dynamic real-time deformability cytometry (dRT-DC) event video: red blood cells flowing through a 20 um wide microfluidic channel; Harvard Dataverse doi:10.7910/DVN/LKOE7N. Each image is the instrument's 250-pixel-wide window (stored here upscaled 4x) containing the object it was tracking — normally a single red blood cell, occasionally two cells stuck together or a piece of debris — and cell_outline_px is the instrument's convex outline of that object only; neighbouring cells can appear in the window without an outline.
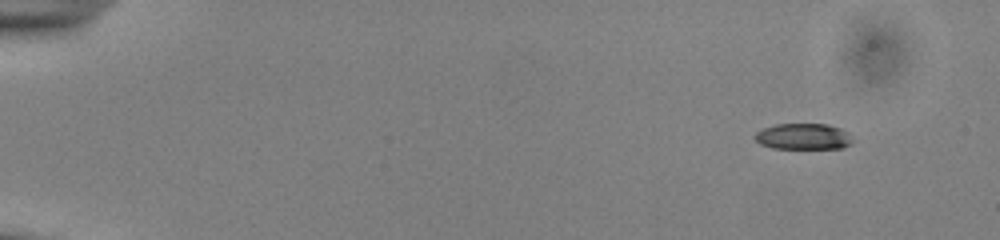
{"species": "common noctule bat (a hibernating species)", "species_latin": "Nyctalus noctula", "temperature_condition": "cold", "stored_images_in_passage": 50, "camera_frame_rate_fps": 3000, "um_per_image_px": 0.085, "animal": {"sex": "male", "body_mass_g": 13.0, "forearm_length_mm": 53.1}, "frame": {"image": 1, "passage_image": 1, "time_ms": 0.0, "image_size_px": [1000, 240], "cell_outline_px": [[852, 144], [844, 148], [772, 148], [760, 144], [752, 136], [756, 132], [764, 128], [776, 124], [828, 124], [840, 128], [848, 132], [852, 140]], "centroid_in_image_um": [68.28, 11.6], "position_along_channel_um": 16.7, "area_um2": 14.91}}
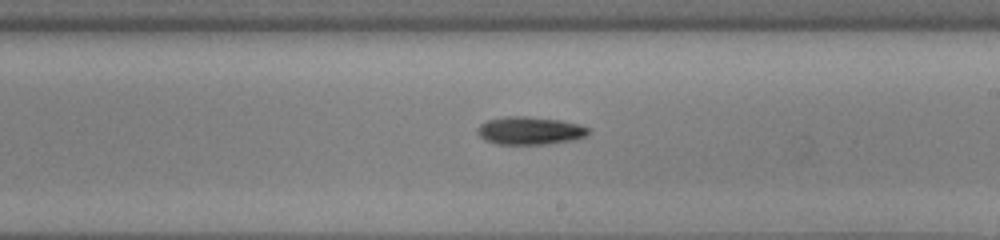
{"frame": {"image": 2, "passage_image": 29, "time_ms": 9.333, "image_size_px": [1000, 240], "cell_outline_px": [[588, 136], [576, 140], [548, 144], [496, 144], [484, 140], [476, 132], [476, 128], [480, 124], [488, 120], [508, 116], [524, 116], [560, 120], [576, 124], [588, 128]], "centroid_in_image_um": [45.02, 11.12], "position_along_channel_um": 244.0, "area_um2": 18.09}}
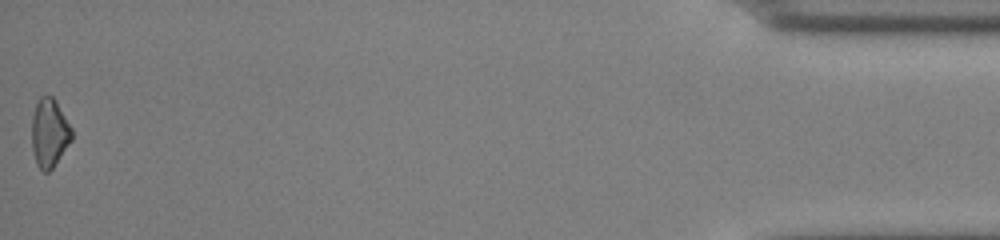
{"frame": {"image": 3, "passage_image": 50, "time_ms": 16.333, "image_size_px": [1000, 240], "cell_outline_px": [[72, 140], [52, 168], [48, 172], [44, 172], [36, 164], [32, 148], [32, 116], [36, 104], [40, 96], [52, 96], [56, 100], [72, 128]], "centroid_in_image_um": [4.2, 11.29], "position_along_channel_um": 431.0, "area_um2": 15.95}, "authors_computed_cell_mechanics": {"area_um2": 16.9354, "velocity_mm_per_s": 3.9059, "shape_relaxation_time_tau1_ms": 4.1569, "shape_relaxation_time_tau2_ms": null, "deformation_change_tau1": 0.1072, "deformation_change_tau2": null}}